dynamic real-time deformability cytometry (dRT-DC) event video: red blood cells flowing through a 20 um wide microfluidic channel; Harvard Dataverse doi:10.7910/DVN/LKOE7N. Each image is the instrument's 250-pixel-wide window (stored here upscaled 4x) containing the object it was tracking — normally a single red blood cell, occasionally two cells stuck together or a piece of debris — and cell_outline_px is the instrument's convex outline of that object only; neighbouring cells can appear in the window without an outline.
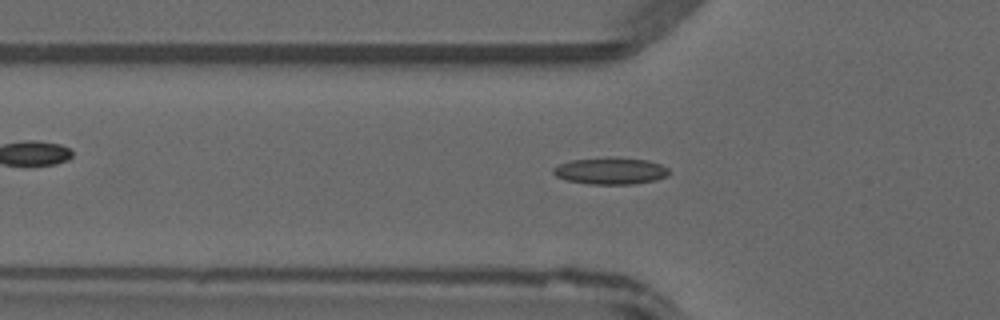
{"species": "common noctule bat (a hibernating species)", "species_latin": "Nyctalus noctula", "temperature_condition": "warm", "stored_images_in_passage": 46, "camera_frame_rate_fps": 3000, "um_per_image_px": 0.085, "animal": {"sex": "male", "forearm_length_mm": 52.5}, "frame": {"image": 1, "passage_image": 15, "time_ms": 4.667, "image_size_px": [1000, 320], "cell_outline_px": [[668, 176], [656, 180], [632, 184], [588, 184], [564, 180], [556, 176], [552, 172], [552, 168], [560, 164], [572, 160], [648, 160], [660, 164], [668, 168]], "centroid_in_image_um": [51.88, 14.58], "position_along_channel_um": 73.9, "area_um2": 17.22}}
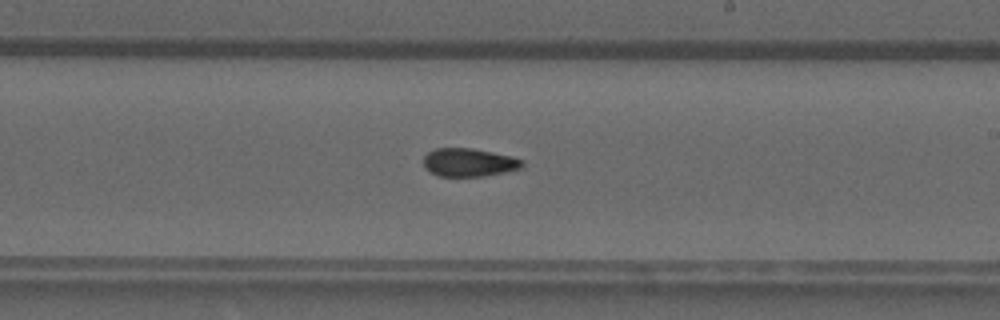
{"frame": {"image": 2, "passage_image": 27, "time_ms": 8.667, "image_size_px": [1000, 320], "cell_outline_px": [[524, 164], [520, 168], [504, 172], [484, 176], [440, 176], [428, 172], [424, 168], [424, 156], [428, 152], [436, 148], [472, 148], [512, 156], [524, 160]], "centroid_in_image_um": [39.84, 13.8], "position_along_channel_um": 249.2, "area_um2": 16.3}}
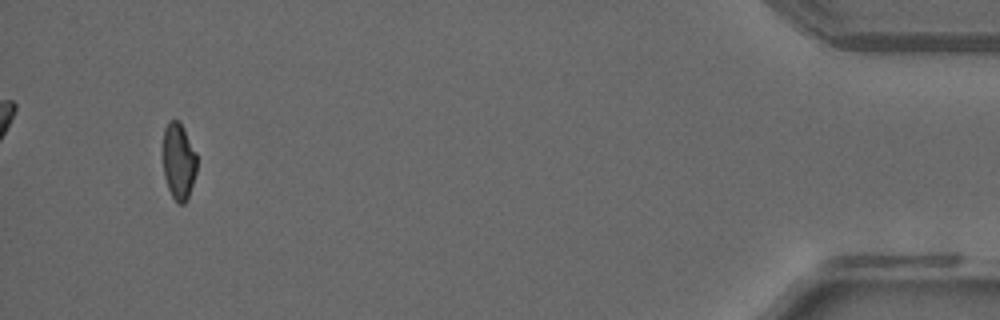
{"frame": {"image": 3, "passage_image": 44, "time_ms": 14.333, "image_size_px": [1000, 320], "cell_outline_px": [[196, 172], [188, 196], [184, 204], [180, 204], [172, 196], [168, 188], [164, 176], [164, 128], [168, 120], [176, 120], [184, 128], [196, 152]], "centroid_in_image_um": [15.19, 13.69], "position_along_channel_um": 420.0, "area_um2": 14.85}}